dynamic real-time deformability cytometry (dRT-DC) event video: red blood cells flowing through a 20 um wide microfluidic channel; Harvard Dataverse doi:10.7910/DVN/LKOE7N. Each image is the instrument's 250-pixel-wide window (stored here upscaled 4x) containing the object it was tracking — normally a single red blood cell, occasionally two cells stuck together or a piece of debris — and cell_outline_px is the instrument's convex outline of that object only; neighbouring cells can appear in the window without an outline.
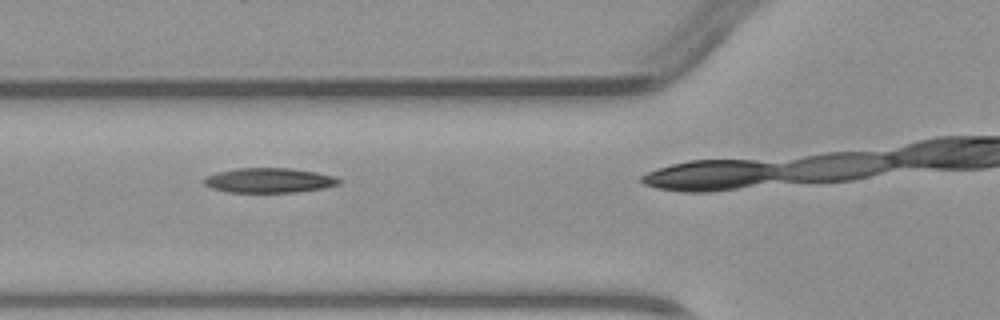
{"species": "common noctule bat (a hibernating species)", "species_latin": "Nyctalus noctula", "temperature_condition": "warm", "stored_images_in_passage": 5, "camera_frame_rate_fps": 3000, "um_per_image_px": 0.085, "animal": {"sex": "male", "body_mass_g": 23.1, "forearm_length_mm": 52.7}, "frame": {"image": 1, "passage_image": 3, "time_ms": 2.333, "image_size_px": [1000, 320], "cell_outline_px": [[340, 184], [324, 188], [296, 192], [228, 192], [212, 188], [204, 184], [200, 180], [204, 176], [216, 172], [236, 168], [288, 168], [316, 172], [336, 176], [340, 180]], "centroid_in_image_um": [22.83, 15.32], "position_along_channel_um": 103.0, "area_um2": 19.65}}